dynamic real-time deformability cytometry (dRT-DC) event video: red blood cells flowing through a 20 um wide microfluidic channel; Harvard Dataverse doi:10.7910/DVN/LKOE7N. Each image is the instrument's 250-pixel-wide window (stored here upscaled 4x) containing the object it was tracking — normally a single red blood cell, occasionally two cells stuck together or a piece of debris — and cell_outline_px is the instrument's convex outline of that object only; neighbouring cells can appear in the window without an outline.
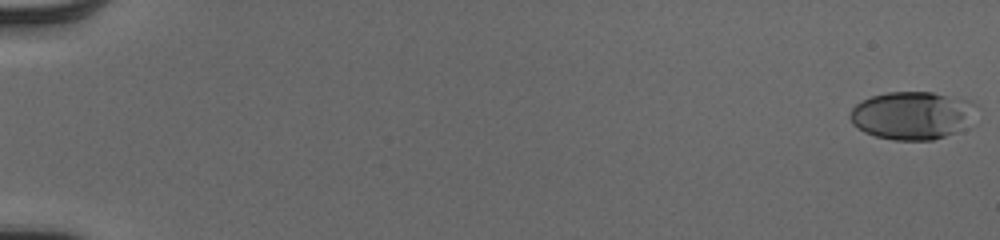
{"species": "human", "species_latin": "Homo sapiens", "temperature_condition": "cold", "stored_images_in_passage": 53, "camera_frame_rate_fps": 3000, "um_per_image_px": 0.085, "donor": {"sex": "male"}, "frame": {"image": 1, "passage_image": 1, "time_ms": 0.0, "image_size_px": [1000, 240], "cell_outline_px": [[976, 104], [952, 132], [944, 136], [932, 140], [892, 140], [876, 136], [864, 132], [852, 124], [848, 116], [852, 108], [856, 104], [872, 96], [888, 92], [932, 92], [972, 100]], "centroid_in_image_um": [77.36, 9.79], "position_along_channel_um": 7.6, "area_um2": 34.1}}
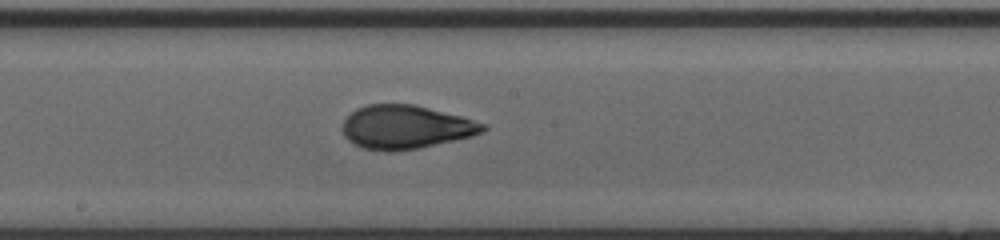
{"frame": {"image": 2, "passage_image": 31, "time_ms": 10.0, "image_size_px": [1000, 240], "cell_outline_px": [[488, 128], [484, 132], [472, 136], [456, 140], [420, 148], [392, 152], [388, 152], [364, 148], [352, 144], [344, 136], [344, 120], [356, 108], [368, 104], [416, 104], [464, 116], [488, 124]], "centroid_in_image_um": [34.55, 10.8], "position_along_channel_um": 213.6, "area_um2": 36.18}}
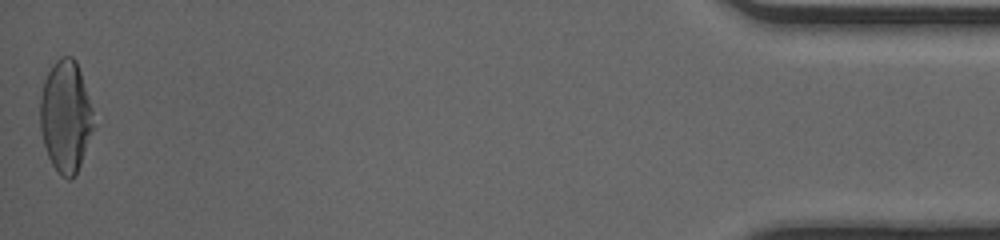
{"frame": {"image": 3, "passage_image": 53, "time_ms": 17.333, "image_size_px": [1000, 240], "cell_outline_px": [[92, 128], [80, 164], [76, 172], [68, 180], [60, 176], [52, 164], [48, 156], [44, 144], [40, 128], [40, 96], [44, 80], [48, 72], [56, 60], [60, 56], [72, 56], [76, 60], [92, 108]], "centroid_in_image_um": [5.54, 9.87], "position_along_channel_um": 429.7, "area_um2": 34.22}, "authors_computed_cell_mechanics": {"area_um2": 33.9286, "velocity_mm_per_s": 4.075, "shape_relaxation_time_tau1_ms": 4.4223, "shape_relaxation_time_tau2_ms": 0.9624, "deformation_change_tau1": 0.194, "deformation_change_tau2": 0.0644}}